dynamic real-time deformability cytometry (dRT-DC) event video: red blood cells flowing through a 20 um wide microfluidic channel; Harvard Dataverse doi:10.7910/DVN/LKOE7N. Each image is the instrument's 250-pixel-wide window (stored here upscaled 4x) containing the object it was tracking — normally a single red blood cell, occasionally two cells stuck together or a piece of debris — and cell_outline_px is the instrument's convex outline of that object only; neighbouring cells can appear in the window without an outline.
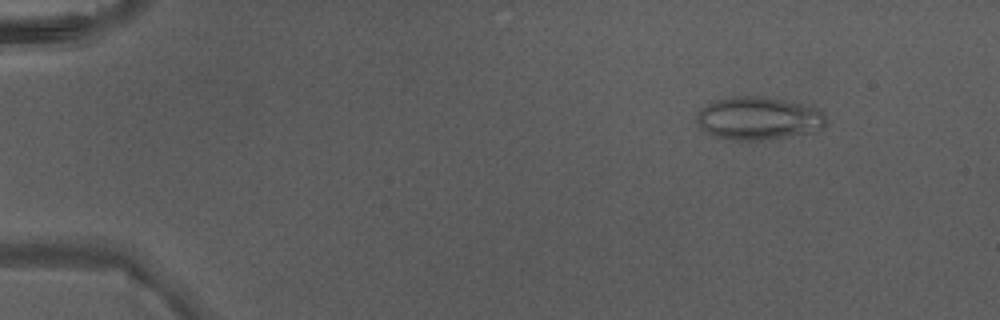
{"species": "Egyptian fruit bat (a non-hibernating species)", "species_latin": "Rousettus aegyptiacus", "temperature_condition": "warm", "stored_images_in_passage": 5, "camera_frame_rate_fps": 3000, "um_per_image_px": 0.085, "animal": {"sex": "male"}, "frame": {"image": 1, "passage_image": 2, "time_ms": 0.333, "image_size_px": [1000, 320], "cell_outline_px": [[828, 120], [820, 128], [808, 132], [788, 136], [756, 140], [732, 140], [712, 136], [704, 132], [700, 128], [696, 120], [696, 116], [700, 108], [716, 100], [732, 96], [764, 96], [812, 104], [820, 108], [824, 112]], "centroid_in_image_um": [64.48, 10.03], "position_along_channel_um": 20.5, "area_um2": 32.89}}